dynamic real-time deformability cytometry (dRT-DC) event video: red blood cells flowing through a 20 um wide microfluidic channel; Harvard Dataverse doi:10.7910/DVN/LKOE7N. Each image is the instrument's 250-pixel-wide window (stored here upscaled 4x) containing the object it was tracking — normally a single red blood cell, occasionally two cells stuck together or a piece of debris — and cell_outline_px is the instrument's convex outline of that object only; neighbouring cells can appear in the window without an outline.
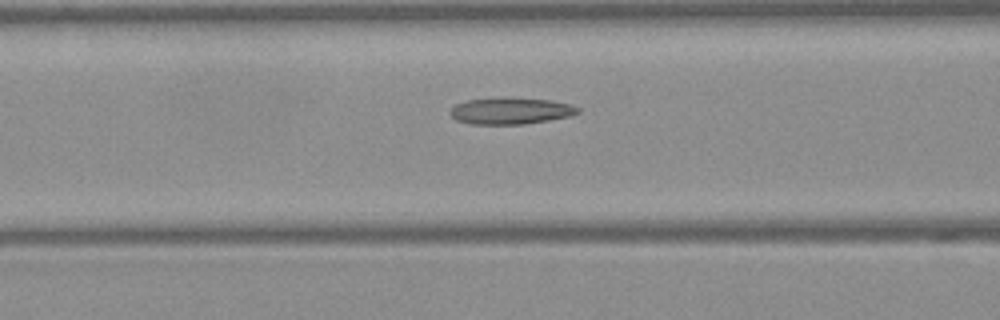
{"species": "Egyptian fruit bat (a non-hibernating species)", "species_latin": "Rousettus aegyptiacus", "temperature_condition": "warm", "stored_images_in_passage": 17, "camera_frame_rate_fps": 3000, "um_per_image_px": 0.085, "frame": {"image": 1, "passage_image": 15, "time_ms": 4.667, "image_size_px": [1000, 320], "cell_outline_px": [[580, 112], [572, 116], [524, 124], [472, 124], [456, 120], [448, 112], [456, 104], [468, 100], [552, 100], [572, 104], [580, 108]], "centroid_in_image_um": [43.46, 9.47], "position_along_channel_um": 123.1, "area_um2": 18.96}}